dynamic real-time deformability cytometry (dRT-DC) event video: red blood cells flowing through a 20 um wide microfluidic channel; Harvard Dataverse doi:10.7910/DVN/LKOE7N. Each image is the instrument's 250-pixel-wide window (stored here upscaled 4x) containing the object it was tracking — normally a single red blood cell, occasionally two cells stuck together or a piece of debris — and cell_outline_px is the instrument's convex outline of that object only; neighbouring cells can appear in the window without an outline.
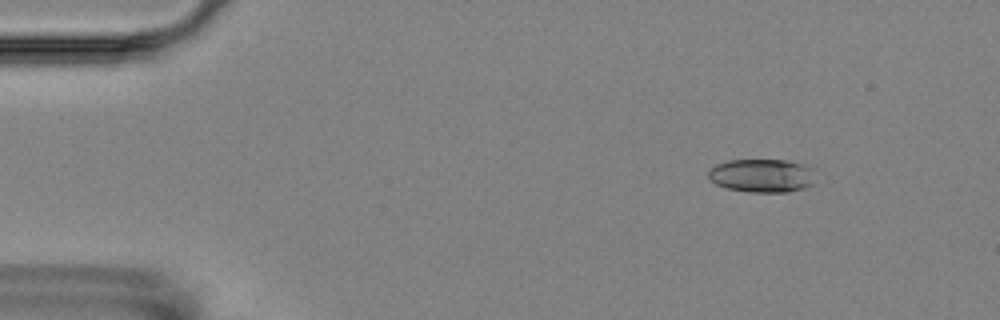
{"species": "Egyptian fruit bat (a non-hibernating species)", "species_latin": "Rousettus aegyptiacus", "temperature_condition": "room temperature", "stored_images_in_passage": 4, "camera_frame_rate_fps": 3000, "um_per_image_px": 0.085, "animal": {"sex": "female"}, "frame": {"image": 1, "passage_image": 2, "time_ms": 1.333, "image_size_px": [1000, 320], "cell_outline_px": [[816, 168], [812, 184], [804, 188], [788, 192], [752, 192], [728, 188], [716, 184], [708, 176], [708, 172], [716, 164], [728, 160], [788, 160], [804, 164]], "centroid_in_image_um": [64.82, 14.91], "position_along_channel_um": 20.2, "area_um2": 20.98}}